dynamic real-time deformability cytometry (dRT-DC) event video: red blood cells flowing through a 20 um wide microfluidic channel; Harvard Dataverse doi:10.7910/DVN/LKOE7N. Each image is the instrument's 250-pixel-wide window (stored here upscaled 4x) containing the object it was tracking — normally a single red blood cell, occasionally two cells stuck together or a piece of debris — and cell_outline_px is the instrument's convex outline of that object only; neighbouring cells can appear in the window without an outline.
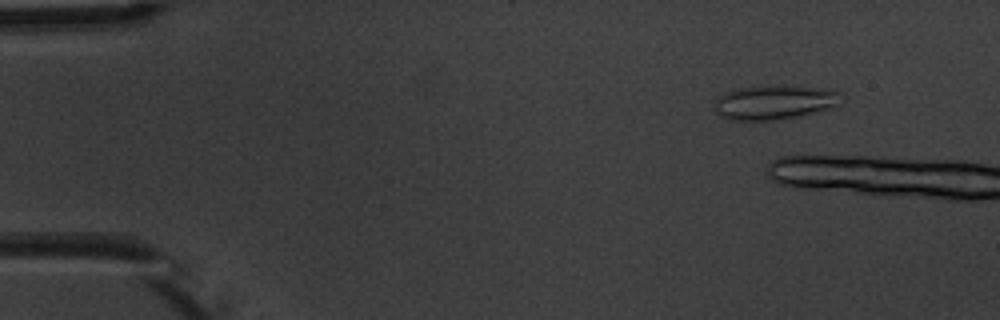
{"species": "common noctule bat (a hibernating species)", "species_latin": "Nyctalus noctula", "temperature_condition": "warm", "stored_images_in_passage": 3, "camera_frame_rate_fps": 3000, "um_per_image_px": 0.085, "animal": {"sex": "male", "body_mass_g": 20.1, "forearm_length_mm": 53.5}, "frame": {"image": 1, "passage_image": 2, "time_ms": 1.333, "image_size_px": [1000, 320], "cell_outline_px": [[848, 96], [840, 104], [832, 108], [800, 116], [776, 120], [728, 120], [720, 116], [716, 112], [716, 100], [724, 92], [740, 88], [784, 84], [816, 88], [844, 92]], "centroid_in_image_um": [65.94, 8.69], "position_along_channel_um": 19.1, "area_um2": 25.89}}